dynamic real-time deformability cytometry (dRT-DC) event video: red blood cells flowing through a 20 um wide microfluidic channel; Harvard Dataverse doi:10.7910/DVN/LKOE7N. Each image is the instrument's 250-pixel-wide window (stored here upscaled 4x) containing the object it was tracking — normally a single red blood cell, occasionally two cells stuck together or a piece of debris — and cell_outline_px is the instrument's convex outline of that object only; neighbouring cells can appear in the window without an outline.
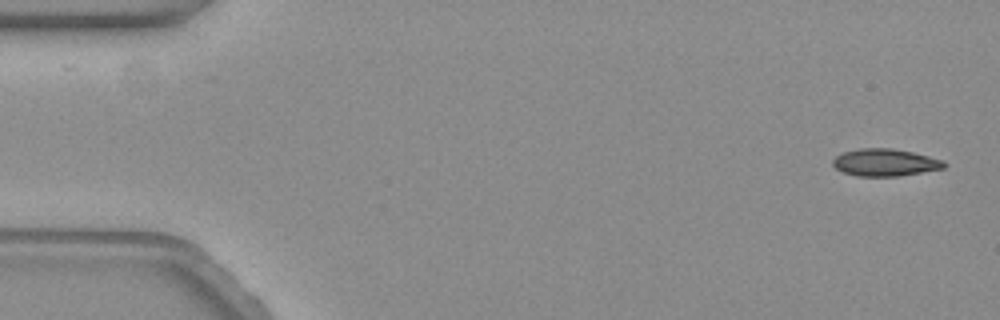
{"species": "common noctule bat (a hibernating species)", "species_latin": "Nyctalus noctula", "temperature_condition": "warm", "stored_images_in_passage": 9, "camera_frame_rate_fps": 3000, "um_per_image_px": 0.085, "animal": {"sex": "female", "body_mass_g": 19.3, "forearm_length_mm": 54.1}, "frame": {"image": 1, "passage_image": 1, "time_ms": 0.0, "image_size_px": [1000, 320], "cell_outline_px": [[948, 164], [944, 168], [896, 176], [856, 176], [844, 172], [836, 168], [832, 164], [832, 160], [836, 156], [844, 152], [860, 148], [892, 148], [912, 152], [928, 156], [940, 160]], "centroid_in_image_um": [75.2, 13.8], "position_along_channel_um": 9.8, "area_um2": 17.46}}